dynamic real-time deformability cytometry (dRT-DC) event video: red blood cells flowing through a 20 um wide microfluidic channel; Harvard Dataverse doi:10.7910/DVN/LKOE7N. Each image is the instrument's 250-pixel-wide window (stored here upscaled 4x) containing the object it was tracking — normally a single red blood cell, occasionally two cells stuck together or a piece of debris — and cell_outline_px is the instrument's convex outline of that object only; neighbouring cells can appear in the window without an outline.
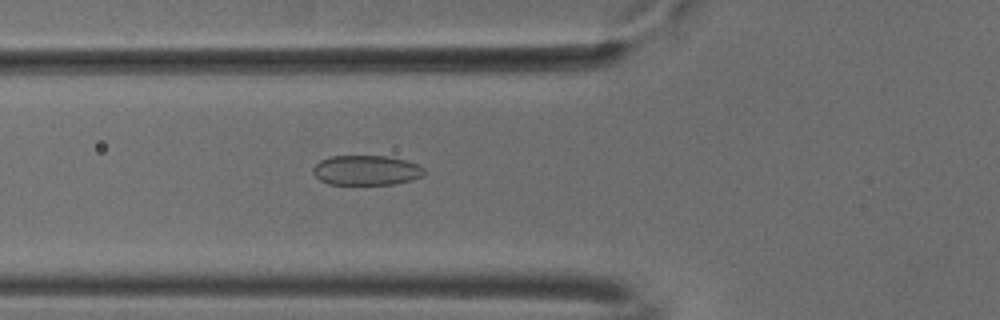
{"species": "common noctule bat (a hibernating species)", "species_latin": "Nyctalus noctula", "temperature_condition": "cold", "stored_images_in_passage": 54, "camera_frame_rate_fps": 3000, "um_per_image_px": 0.085, "animal": {"sex": "male", "body_mass_g": 18.8}, "frame": {"image": 1, "passage_image": 20, "time_ms": 6.333, "image_size_px": [1000, 320], "cell_outline_px": [[424, 176], [412, 180], [392, 184], [328, 184], [320, 180], [312, 172], [312, 168], [320, 160], [328, 156], [388, 156], [408, 160], [424, 168]], "centroid_in_image_um": [31.14, 14.46], "position_along_channel_um": 94.7, "area_um2": 19.48}}
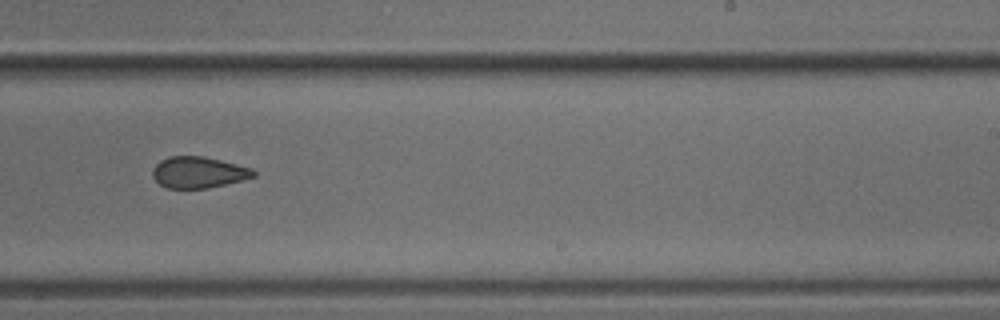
{"frame": {"image": 2, "passage_image": 34, "time_ms": 11.0, "image_size_px": [1000, 320], "cell_outline_px": [[256, 176], [208, 188], [168, 188], [160, 184], [152, 176], [152, 168], [160, 160], [168, 156], [204, 156], [252, 168], [256, 172]], "centroid_in_image_um": [16.84, 14.64], "position_along_channel_um": 272.2, "area_um2": 18.32}}
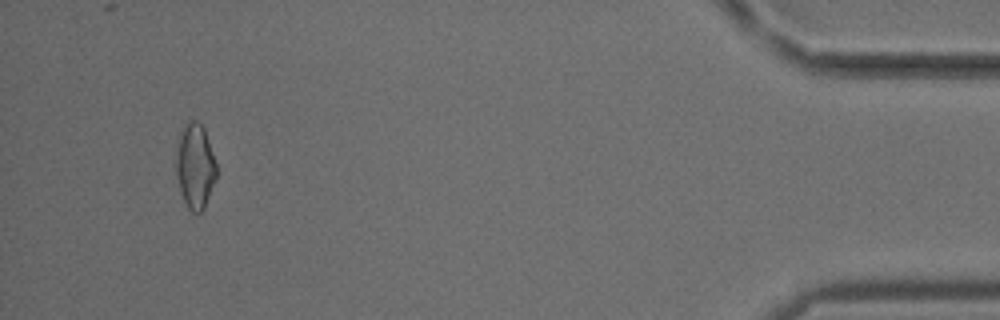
{"frame": {"image": 3, "passage_image": 51, "time_ms": 16.667, "image_size_px": [1000, 320], "cell_outline_px": [[216, 176], [204, 208], [200, 212], [192, 212], [188, 208], [180, 192], [176, 176], [176, 156], [180, 132], [192, 120], [196, 120], [204, 128], [216, 164]], "centroid_in_image_um": [16.57, 14.14], "position_along_channel_um": 418.6, "area_um2": 19.54}, "authors_computed_cell_mechanics": {"area_um2": 19.5075, "velocity_mm_per_s": 3.791, "shape_relaxation_time_tau1_ms": 3.8703, "shape_relaxation_time_tau2_ms": 2.1163, "deformation_change_tau1": 0.0737, "deformation_change_tau2": 0.0796}}